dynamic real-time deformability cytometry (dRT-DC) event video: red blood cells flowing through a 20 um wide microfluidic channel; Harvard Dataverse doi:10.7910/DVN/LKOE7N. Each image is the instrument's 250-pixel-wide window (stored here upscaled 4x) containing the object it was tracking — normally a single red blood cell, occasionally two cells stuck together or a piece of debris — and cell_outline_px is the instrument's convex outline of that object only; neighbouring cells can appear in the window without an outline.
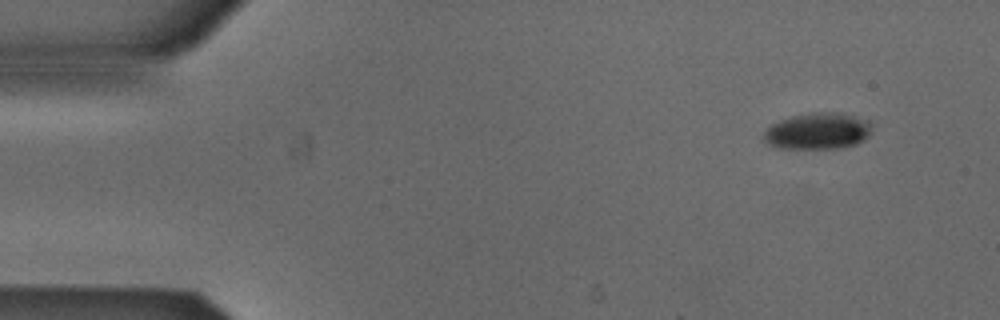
{"species": "Egyptian fruit bat (a non-hibernating species)", "species_latin": "Rousettus aegyptiacus", "temperature_condition": "cold", "stored_images_in_passage": 49, "camera_frame_rate_fps": 3000, "um_per_image_px": 0.085, "animal": {"sex": "male"}, "frame": {"image": 1, "passage_image": 1, "time_ms": 0.0, "image_size_px": [1000, 320], "cell_outline_px": [[872, 132], [864, 140], [856, 144], [840, 148], [776, 148], [768, 144], [764, 140], [764, 132], [772, 124], [780, 120], [792, 116], [812, 112], [840, 112], [868, 120], [872, 124]], "centroid_in_image_um": [69.54, 11.14], "position_along_channel_um": 15.5, "area_um2": 23.12}}
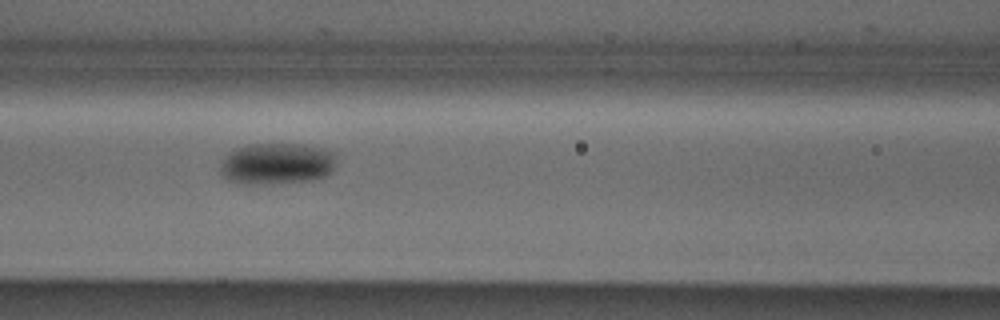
{"frame": {"image": 2, "passage_image": 19, "time_ms": 6.0, "image_size_px": [1000, 320], "cell_outline_px": [[336, 160], [332, 172], [324, 176], [312, 180], [280, 184], [236, 184], [228, 180], [220, 172], [220, 164], [224, 156], [236, 148], [248, 144], [304, 144], [320, 148], [332, 152]], "centroid_in_image_um": [23.49, 13.93], "position_along_channel_um": 143.1, "area_um2": 28.44}}
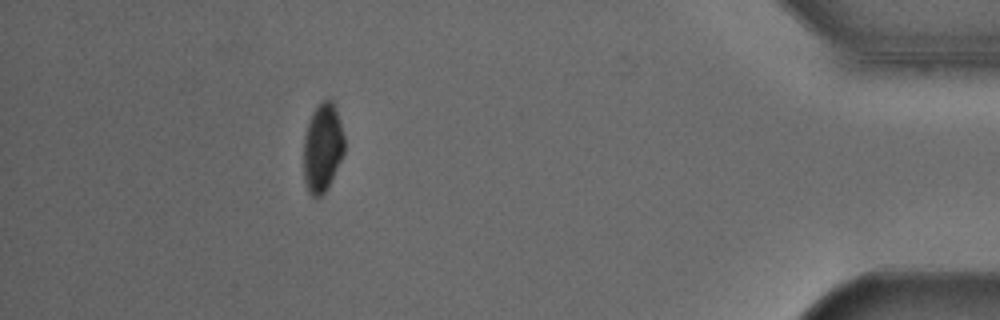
{"frame": {"image": 3, "passage_image": 44, "time_ms": 14.333, "image_size_px": [1000, 320], "cell_outline_px": [[344, 152], [328, 188], [320, 196], [312, 196], [308, 192], [304, 180], [304, 136], [308, 120], [312, 112], [320, 100], [328, 96], [332, 100], [336, 108], [344, 136]], "centroid_in_image_um": [27.41, 12.49], "position_along_channel_um": 407.8, "area_um2": 21.33}, "authors_computed_cell_mechanics": {"area_um2": 24.7384, "velocity_mm_per_s": 3.8557, "shape_relaxation_time_tau1_ms": 3.3727, "shape_relaxation_time_tau2_ms": null, "deformation_change_tau1": 0.0892, "deformation_change_tau2": null}}